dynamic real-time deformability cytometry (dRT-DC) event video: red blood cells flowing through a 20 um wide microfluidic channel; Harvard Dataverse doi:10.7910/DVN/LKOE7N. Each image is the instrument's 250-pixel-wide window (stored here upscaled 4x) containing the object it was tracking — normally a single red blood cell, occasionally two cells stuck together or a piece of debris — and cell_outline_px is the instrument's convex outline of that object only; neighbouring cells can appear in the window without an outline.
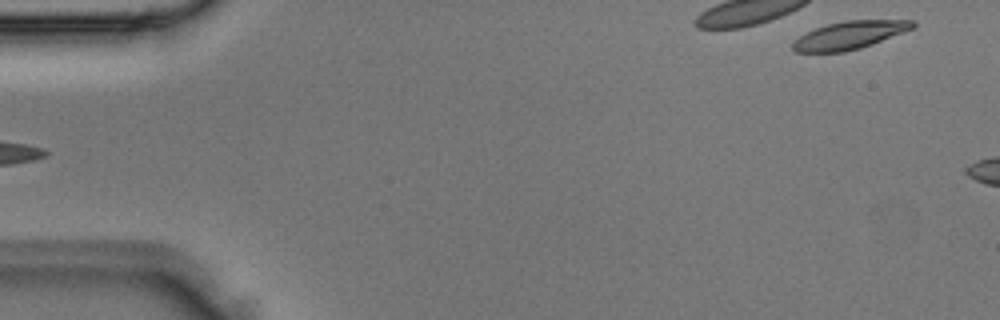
{"species": "Egyptian fruit bat (a non-hibernating species)", "species_latin": "Rousettus aegyptiacus", "temperature_condition": "room temperature", "stored_images_in_passage": 3, "segment_of_instrument_passage": [2, 2], "camera_frame_rate_fps": 3000, "um_per_image_px": 0.085, "animal": {"sex": "male"}, "frame": {"image": 1, "passage_image": 3, "time_ms": 0.667, "image_size_px": [1000, 320], "cell_outline_px": [[916, 28], [860, 48], [844, 52], [796, 52], [792, 48], [792, 40], [816, 28], [828, 24], [844, 20], [916, 20]], "centroid_in_image_um": [72.24, 2.98], "position_along_channel_um": 12.8, "area_um2": 19.54}}